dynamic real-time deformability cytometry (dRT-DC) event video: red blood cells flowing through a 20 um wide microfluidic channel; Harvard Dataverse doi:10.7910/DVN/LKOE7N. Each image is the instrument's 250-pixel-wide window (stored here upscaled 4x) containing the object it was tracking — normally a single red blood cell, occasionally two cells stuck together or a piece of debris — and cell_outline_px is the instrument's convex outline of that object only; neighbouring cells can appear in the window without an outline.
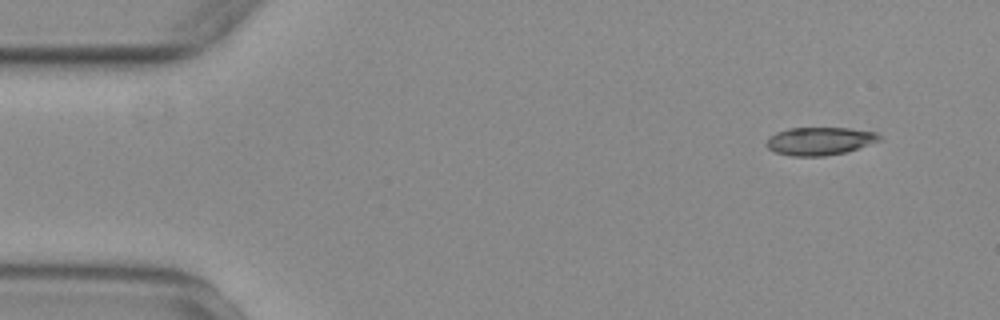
{"species": "common noctule bat (a hibernating species)", "species_latin": "Nyctalus noctula", "temperature_condition": "warm", "stored_images_in_passage": 54, "camera_frame_rate_fps": 3000, "um_per_image_px": 0.085, "animal": {"sex": "female", "body_mass_g": 29.2, "forearm_length_mm": 56.3}, "frame": {"image": 1, "passage_image": 4, "time_ms": 1.0, "image_size_px": [1000, 320], "cell_outline_px": [[880, 140], [844, 152], [824, 156], [792, 156], [776, 152], [768, 148], [764, 144], [768, 136], [776, 132], [788, 128], [848, 128], [876, 132], [880, 136]], "centroid_in_image_um": [69.6, 11.98], "position_along_channel_um": 15.4, "area_um2": 18.26}}
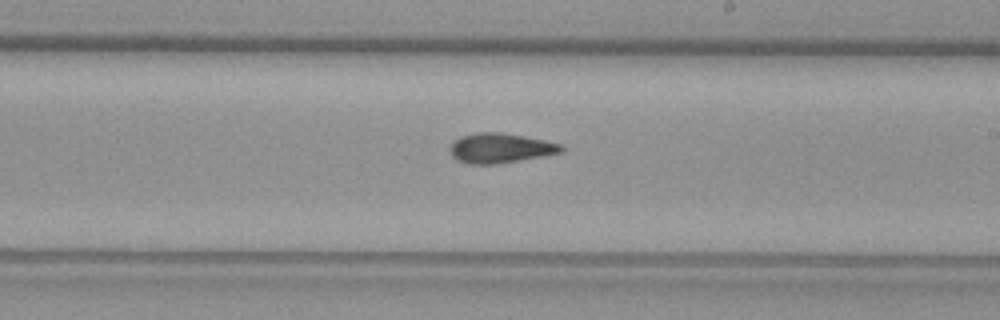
{"frame": {"image": 2, "passage_image": 31, "time_ms": 10.0, "image_size_px": [1000, 320], "cell_outline_px": [[564, 152], [544, 156], [496, 164], [468, 164], [456, 160], [452, 156], [452, 144], [460, 136], [476, 132], [504, 132], [544, 140], [560, 144], [564, 148]], "centroid_in_image_um": [42.55, 12.59], "position_along_channel_um": 246.4, "area_um2": 19.31}}
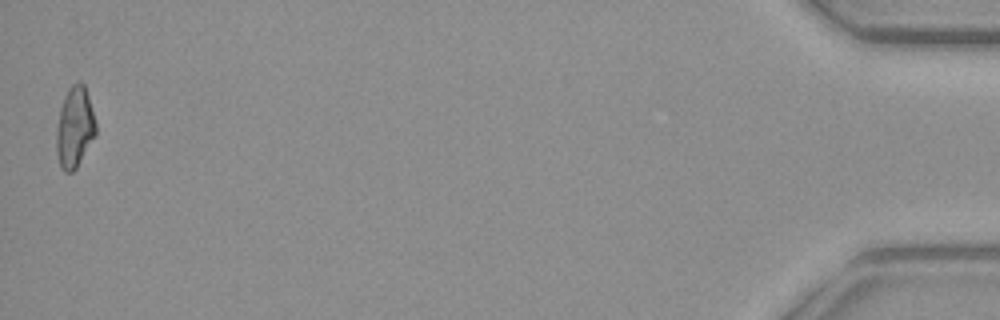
{"frame": {"image": 3, "passage_image": 54, "time_ms": 17.667, "image_size_px": [1000, 320], "cell_outline_px": [[96, 136], [76, 168], [72, 172], [64, 172], [60, 168], [56, 152], [56, 128], [60, 108], [64, 96], [68, 88], [76, 80], [80, 80], [84, 84], [88, 96], [96, 124]], "centroid_in_image_um": [6.33, 10.82], "position_along_channel_um": 428.9, "area_um2": 18.84}, "authors_computed_cell_mechanics": {"area_um2": 18.8428, "velocity_mm_per_s": 3.7231, "shape_relaxation_time_tau1_ms": null, "shape_relaxation_time_tau2_ms": 3.3131, "deformation_change_tau1": null, "deformation_change_tau2": 0.1151}}